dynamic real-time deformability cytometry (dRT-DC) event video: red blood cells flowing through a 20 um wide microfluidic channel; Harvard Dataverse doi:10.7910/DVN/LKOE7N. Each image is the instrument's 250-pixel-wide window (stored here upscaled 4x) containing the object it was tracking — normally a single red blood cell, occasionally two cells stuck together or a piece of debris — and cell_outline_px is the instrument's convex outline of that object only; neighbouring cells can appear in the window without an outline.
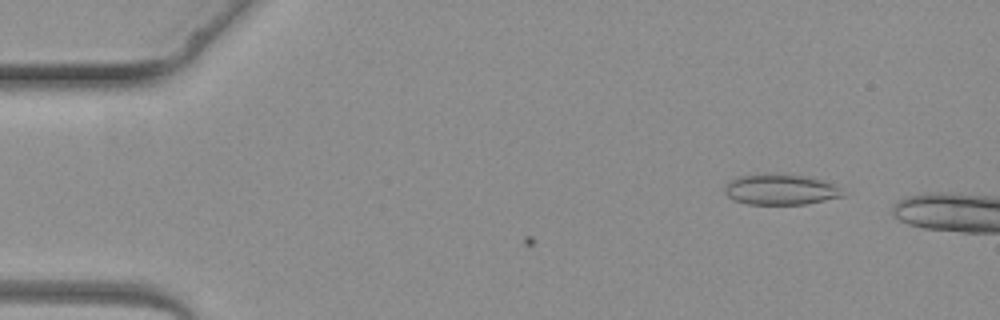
{"species": "common noctule bat (a hibernating species)", "species_latin": "Nyctalus noctula", "temperature_condition": "warm", "stored_images_in_passage": 2, "camera_frame_rate_fps": 3000, "um_per_image_px": 0.085, "animal": {"sex": "female", "body_mass_g": 19.3, "forearm_length_mm": 54.1}, "frame": {"image": 1, "passage_image": 2, "time_ms": 1.333, "image_size_px": [1000, 320], "cell_outline_px": [[844, 196], [808, 204], [748, 204], [736, 200], [728, 196], [724, 192], [724, 184], [728, 180], [736, 176], [808, 176], [832, 184]], "centroid_in_image_um": [66.28, 16.15], "position_along_channel_um": 18.7, "area_um2": 20.23}}